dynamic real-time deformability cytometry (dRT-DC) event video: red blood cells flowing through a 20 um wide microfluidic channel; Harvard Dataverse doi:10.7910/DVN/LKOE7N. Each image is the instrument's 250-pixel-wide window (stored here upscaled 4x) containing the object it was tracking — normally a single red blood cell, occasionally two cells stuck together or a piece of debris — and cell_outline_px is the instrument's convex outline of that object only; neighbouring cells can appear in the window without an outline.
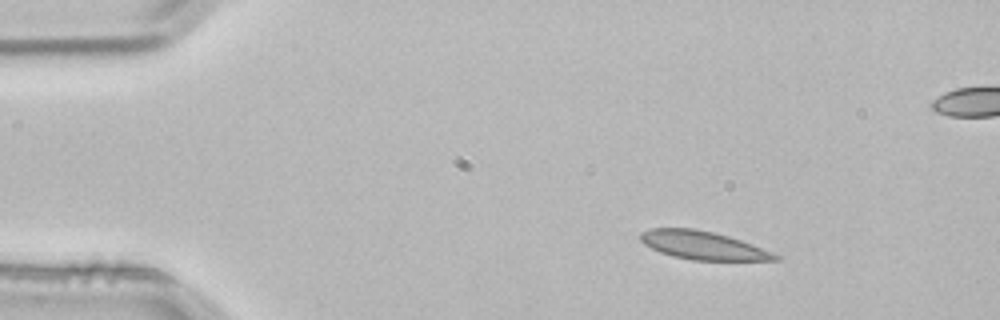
{"species": "common noctule bat (a hibernating species)", "species_latin": "Nyctalus noctula", "temperature_condition": "room temperature", "stored_images_in_passage": 3, "camera_frame_rate_fps": 3000, "um_per_image_px": 0.085, "animal": {"sex": "male", "body_mass_g": 21.5, "forearm_length_mm": 52.0}, "frame": {"image": 1, "passage_image": 1, "time_ms": 0.0, "image_size_px": [1000, 320], "cell_outline_px": [[780, 260], [692, 260], [672, 256], [660, 252], [644, 244], [640, 240], [640, 232], [648, 228], [692, 228], [712, 232], [728, 236], [752, 244], [772, 252], [780, 256]], "centroid_in_image_um": [59.71, 20.85], "position_along_channel_um": 25.3, "area_um2": 22.08}}